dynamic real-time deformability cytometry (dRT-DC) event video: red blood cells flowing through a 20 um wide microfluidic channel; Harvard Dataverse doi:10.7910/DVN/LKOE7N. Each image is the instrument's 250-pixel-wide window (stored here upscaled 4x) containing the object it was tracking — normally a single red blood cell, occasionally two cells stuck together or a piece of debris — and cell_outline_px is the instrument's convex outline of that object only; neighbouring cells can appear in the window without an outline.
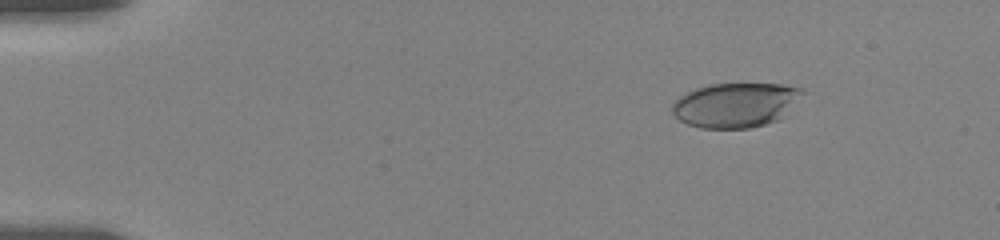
{"species": "human", "species_latin": "Homo sapiens", "temperature_condition": "room temperature", "stored_images_in_passage": 86, "camera_frame_rate_fps": 3000, "um_per_image_px": 0.085, "donor": {"sex": "female"}, "frame": {"image": 1, "passage_image": 11, "time_ms": 2.333, "image_size_px": [1000, 240], "cell_outline_px": [[804, 92], [776, 120], [764, 124], [748, 128], [700, 128], [688, 124], [680, 120], [672, 112], [672, 104], [680, 96], [696, 88], [712, 84], [780, 84], [804, 88]], "centroid_in_image_um": [62.47, 8.92], "position_along_channel_um": 22.5, "area_um2": 33.12}}
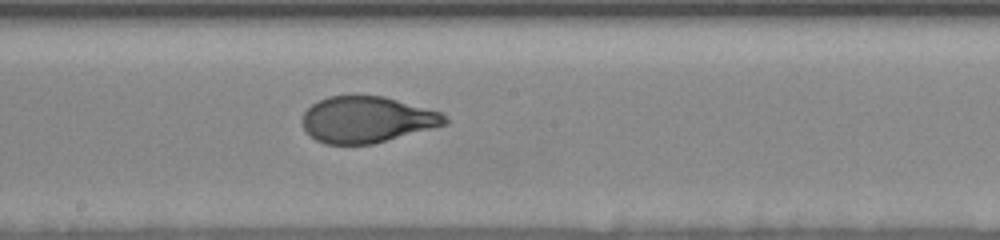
{"frame": {"image": 2, "passage_image": 38, "time_ms": 10.333, "image_size_px": [1000, 240], "cell_outline_px": [[448, 124], [372, 144], [324, 144], [316, 140], [304, 128], [300, 120], [304, 112], [312, 104], [328, 96], [384, 96], [440, 112], [448, 116]], "centroid_in_image_um": [31.18, 10.17], "position_along_channel_um": 217.0, "area_um2": 38.26}}
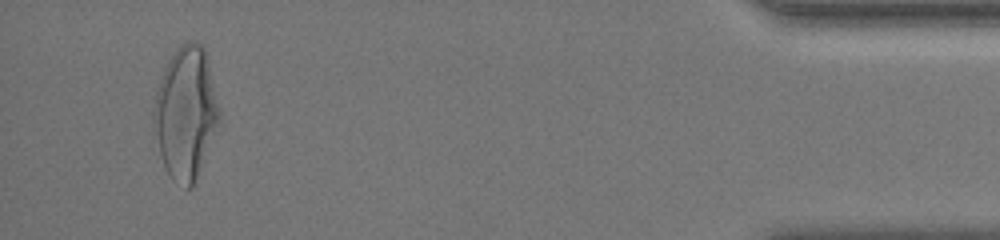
{"frame": {"image": 3, "passage_image": 83, "time_ms": 17.667, "image_size_px": [1000, 240], "cell_outline_px": [[220, 120], [192, 188], [188, 188], [176, 184], [172, 180], [164, 164], [160, 152], [152, 120], [152, 112], [156, 92], [164, 68], [168, 60], [176, 48], [180, 44], [188, 40], [192, 40], [204, 44], [208, 56], [220, 112]], "centroid_in_image_um": [15.79, 9.53], "position_along_channel_um": 419.4, "area_um2": 50.52}, "authors_computed_cell_mechanics": {"area_um2": 39.3618, "velocity_mm_per_s": 3.6215, "shape_relaxation_time_tau1_ms": 3.6774, "shape_relaxation_time_tau2_ms": null, "deformation_change_tau1": 0.1908, "deformation_change_tau2": null}}